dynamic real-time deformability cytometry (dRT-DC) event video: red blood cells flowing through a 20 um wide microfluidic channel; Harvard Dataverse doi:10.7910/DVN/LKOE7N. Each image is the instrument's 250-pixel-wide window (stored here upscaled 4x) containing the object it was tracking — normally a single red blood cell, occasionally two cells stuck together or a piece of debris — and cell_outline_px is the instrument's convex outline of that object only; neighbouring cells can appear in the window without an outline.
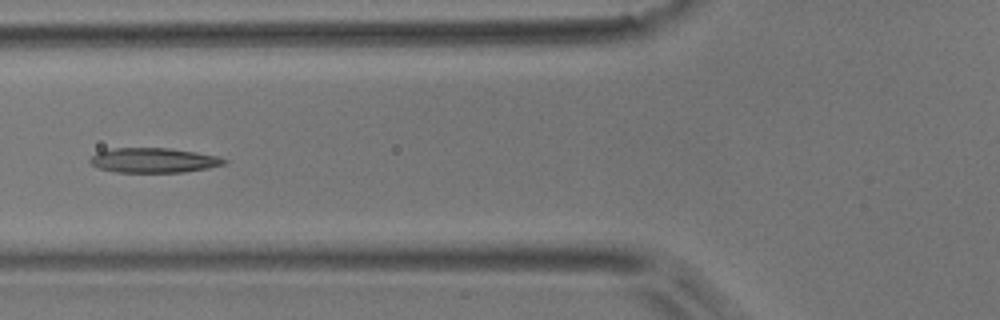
{"species": "common noctule bat (a hibernating species)", "species_latin": "Nyctalus noctula", "temperature_condition": "room temperature", "stored_images_in_passage": 6, "camera_frame_rate_fps": 3000, "um_per_image_px": 0.085, "animal": {"sex": "male", "body_mass_g": 17.9}, "frame": {"image": 1, "passage_image": 6, "time_ms": 6.0, "image_size_px": [1000, 320], "cell_outline_px": [[228, 160], [224, 164], [208, 168], [184, 172], [116, 172], [100, 168], [92, 164], [88, 160], [96, 152], [112, 148], [168, 148], [196, 152], [216, 156]], "centroid_in_image_um": [13.04, 13.62], "position_along_channel_um": 112.8, "area_um2": 19.25}}